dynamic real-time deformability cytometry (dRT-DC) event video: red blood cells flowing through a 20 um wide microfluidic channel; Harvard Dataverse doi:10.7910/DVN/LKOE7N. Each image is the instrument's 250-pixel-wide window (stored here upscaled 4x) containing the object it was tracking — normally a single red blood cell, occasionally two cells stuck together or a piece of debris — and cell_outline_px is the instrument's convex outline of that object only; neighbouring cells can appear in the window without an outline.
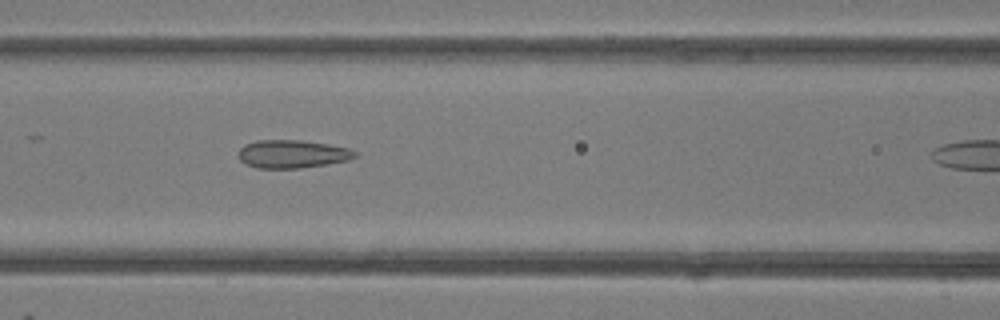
{"species": "common noctule bat (a hibernating species)", "species_latin": "Nyctalus noctula", "temperature_condition": "room temperature", "stored_images_in_passage": 22, "camera_frame_rate_fps": 3000, "um_per_image_px": 0.085, "animal": {"sex": "female"}, "frame": {"image": 1, "passage_image": 10, "time_ms": 3.0, "image_size_px": [1000, 320], "cell_outline_px": [[356, 156], [348, 160], [300, 168], [256, 168], [244, 164], [240, 160], [240, 148], [244, 144], [256, 140], [300, 140], [328, 144], [348, 148], [356, 152]], "centroid_in_image_um": [24.81, 13.08], "position_along_channel_um": 141.8, "area_um2": 18.96}}
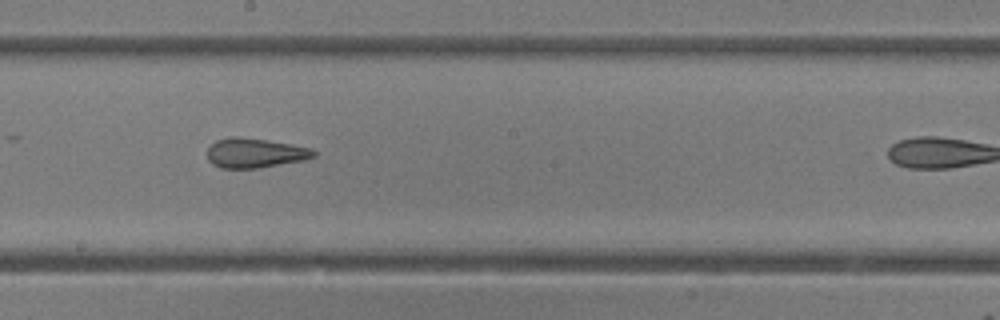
{"frame": {"image": 2, "passage_image": 16, "time_ms": 5.0, "image_size_px": [1000, 320], "cell_outline_px": [[316, 156], [304, 160], [260, 168], [220, 168], [212, 164], [208, 160], [208, 148], [216, 140], [228, 136], [240, 136], [268, 140], [312, 148], [316, 152]], "centroid_in_image_um": [21.67, 13.0], "position_along_channel_um": 226.5, "area_um2": 18.55}}
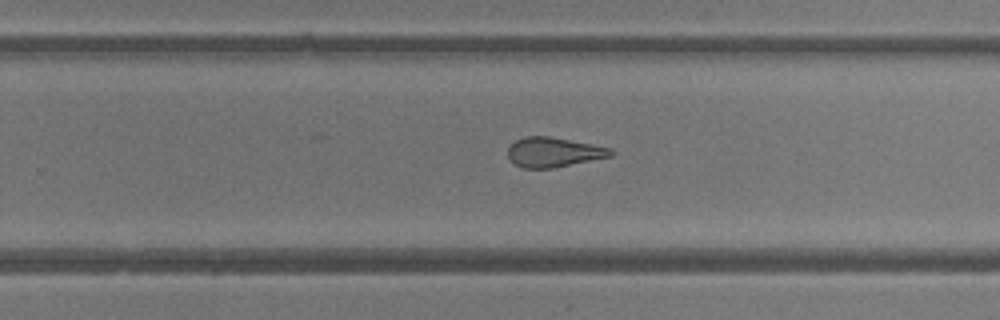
{"frame": {"image": 3, "passage_image": 20, "time_ms": 6.333, "image_size_px": [1000, 320], "cell_outline_px": [[616, 152], [612, 156], [552, 168], [524, 168], [516, 164], [508, 156], [508, 148], [516, 140], [524, 136], [548, 136], [592, 144], [612, 148]], "centroid_in_image_um": [47.09, 12.93], "position_along_channel_um": 282.7, "area_um2": 17.69}}